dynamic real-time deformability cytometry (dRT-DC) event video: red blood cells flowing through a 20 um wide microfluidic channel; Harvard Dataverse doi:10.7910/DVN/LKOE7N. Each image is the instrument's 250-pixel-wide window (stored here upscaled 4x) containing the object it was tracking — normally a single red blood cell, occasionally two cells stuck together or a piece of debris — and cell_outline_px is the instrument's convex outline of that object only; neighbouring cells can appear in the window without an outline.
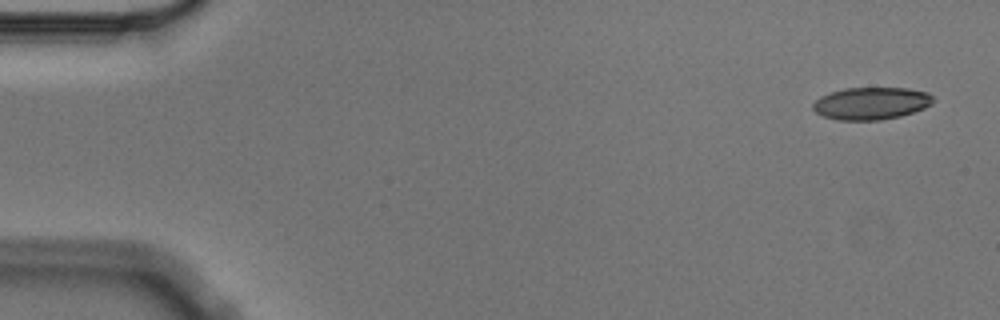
{"species": "Egyptian fruit bat (a non-hibernating species)", "species_latin": "Rousettus aegyptiacus", "temperature_condition": "cold", "stored_images_in_passage": 5, "camera_frame_rate_fps": 3000, "um_per_image_px": 0.085, "animal": {"sex": "male"}, "frame": {"image": 1, "passage_image": 1, "time_ms": 0.0, "image_size_px": [1000, 320], "cell_outline_px": [[932, 104], [924, 108], [900, 116], [880, 120], [836, 120], [824, 116], [816, 112], [812, 108], [812, 104], [820, 96], [844, 88], [908, 88], [928, 92], [932, 96]], "centroid_in_image_um": [74.04, 8.78], "position_along_channel_um": 11.0, "area_um2": 22.6}}
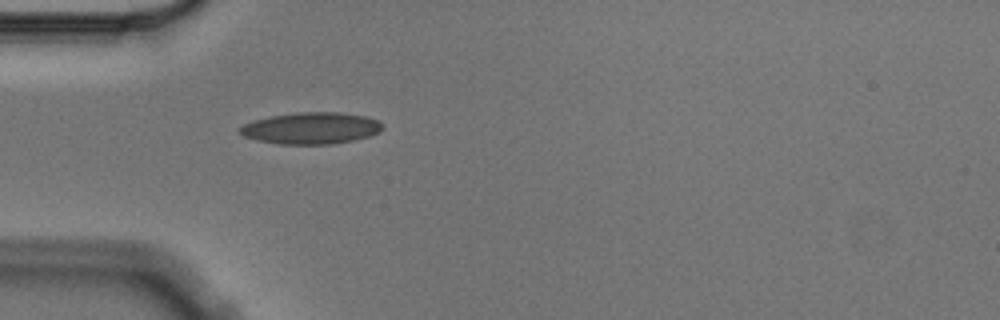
{"frame": {"image": 2, "passage_image": 5, "time_ms": 1.333, "image_size_px": [1000, 320], "cell_outline_px": [[384, 128], [380, 132], [368, 136], [352, 140], [332, 144], [280, 144], [256, 140], [244, 136], [236, 128], [244, 124], [256, 120], [272, 116], [300, 112], [340, 112], [368, 116], [376, 120]], "centroid_in_image_um": [26.44, 10.89], "position_along_channel_um": 58.6, "area_um2": 26.18}}